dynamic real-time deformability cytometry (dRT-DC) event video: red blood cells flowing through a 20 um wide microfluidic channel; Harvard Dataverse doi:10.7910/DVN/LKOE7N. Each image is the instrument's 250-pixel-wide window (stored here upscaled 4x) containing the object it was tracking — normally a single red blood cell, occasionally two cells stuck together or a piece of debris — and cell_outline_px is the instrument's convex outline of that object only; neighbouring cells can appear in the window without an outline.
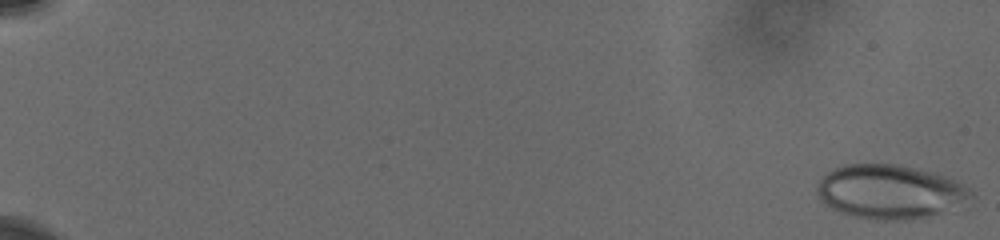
{"species": "human", "species_latin": "Homo sapiens", "temperature_condition": "cold", "stored_images_in_passage": 41, "camera_frame_rate_fps": 3000, "um_per_image_px": 0.085, "donor": {"sex": "male"}, "frame": {"image": 1, "passage_image": 1, "time_ms": 0.0, "image_size_px": [1000, 240], "cell_outline_px": [[976, 196], [936, 212], [924, 216], [904, 220], [876, 220], [856, 216], [840, 212], [824, 204], [816, 188], [820, 180], [828, 172], [844, 164], [900, 164], [920, 168], [948, 176], [972, 188], [976, 192]], "centroid_in_image_um": [75.65, 16.26], "position_along_channel_um": 9.3, "area_um2": 48.03}}
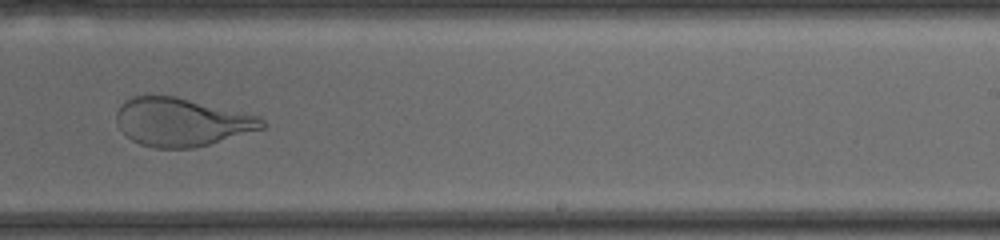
{"frame": {"image": 2, "passage_image": 29, "time_ms": 12.667, "image_size_px": [1000, 240], "cell_outline_px": [[264, 128], [208, 144], [192, 148], [156, 148], [140, 144], [124, 136], [116, 124], [116, 112], [120, 104], [124, 100], [132, 96], [176, 96], [260, 116], [264, 120]], "centroid_in_image_um": [15.37, 10.37], "position_along_channel_um": 273.6, "area_um2": 40.98}}
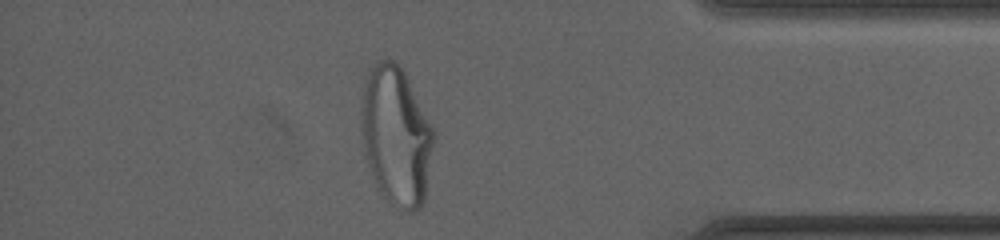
{"frame": {"image": 3, "passage_image": 37, "time_ms": 16.667, "image_size_px": [1000, 240], "cell_outline_px": [[436, 136], [424, 200], [420, 208], [412, 212], [408, 212], [396, 208], [384, 196], [364, 156], [360, 136], [360, 108], [364, 76], [368, 68], [376, 60], [396, 60], [404, 72]], "centroid_in_image_um": [33.63, 11.51], "position_along_channel_um": 401.6, "area_um2": 59.13}}